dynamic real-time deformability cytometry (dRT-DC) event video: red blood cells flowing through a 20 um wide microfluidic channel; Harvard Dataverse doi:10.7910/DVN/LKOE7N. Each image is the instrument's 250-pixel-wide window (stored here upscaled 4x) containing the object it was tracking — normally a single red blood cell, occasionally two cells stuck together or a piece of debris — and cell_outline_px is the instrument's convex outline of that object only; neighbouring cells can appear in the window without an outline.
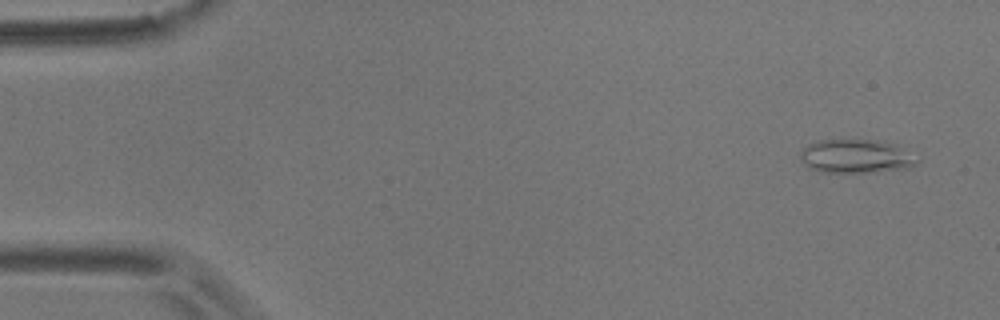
{"species": "common noctule bat (a hibernating species)", "species_latin": "Nyctalus noctula", "temperature_condition": "room temperature", "stored_images_in_passage": 4, "camera_frame_rate_fps": 3000, "um_per_image_px": 0.085, "animal": {"sex": "male", "body_mass_g": 17.9}, "frame": {"image": 1, "passage_image": 1, "time_ms": 0.0, "image_size_px": [1000, 320], "cell_outline_px": [[920, 160], [916, 164], [908, 168], [872, 172], [824, 172], [808, 168], [800, 160], [800, 152], [808, 144], [820, 140], [844, 136], [880, 140], [892, 144]], "centroid_in_image_um": [72.68, 13.24], "position_along_channel_um": 12.3, "area_um2": 23.52}}